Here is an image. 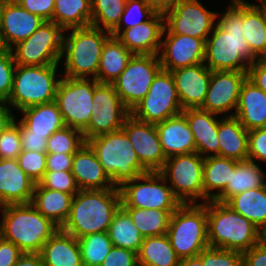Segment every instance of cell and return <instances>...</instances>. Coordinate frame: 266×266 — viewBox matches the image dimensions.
<instances>
[{"label":"cell","instance_id":"cell-1","mask_svg":"<svg viewBox=\"0 0 266 266\" xmlns=\"http://www.w3.org/2000/svg\"><path fill=\"white\" fill-rule=\"evenodd\" d=\"M219 15L205 41V65L211 71L248 72L258 58L251 52L244 35L243 0H231L227 11L218 19Z\"/></svg>","mask_w":266,"mask_h":266},{"label":"cell","instance_id":"cell-2","mask_svg":"<svg viewBox=\"0 0 266 266\" xmlns=\"http://www.w3.org/2000/svg\"><path fill=\"white\" fill-rule=\"evenodd\" d=\"M120 207L119 188L79 190L72 198L69 216L61 229L77 239L108 232Z\"/></svg>","mask_w":266,"mask_h":266},{"label":"cell","instance_id":"cell-3","mask_svg":"<svg viewBox=\"0 0 266 266\" xmlns=\"http://www.w3.org/2000/svg\"><path fill=\"white\" fill-rule=\"evenodd\" d=\"M0 236L13 242L23 253H40L43 245L59 229L31 203L0 207Z\"/></svg>","mask_w":266,"mask_h":266},{"label":"cell","instance_id":"cell-4","mask_svg":"<svg viewBox=\"0 0 266 266\" xmlns=\"http://www.w3.org/2000/svg\"><path fill=\"white\" fill-rule=\"evenodd\" d=\"M207 231L210 247L241 253L261 242L262 231L227 204L207 202Z\"/></svg>","mask_w":266,"mask_h":266},{"label":"cell","instance_id":"cell-5","mask_svg":"<svg viewBox=\"0 0 266 266\" xmlns=\"http://www.w3.org/2000/svg\"><path fill=\"white\" fill-rule=\"evenodd\" d=\"M68 30L71 32L66 36ZM64 34L61 59L65 57V71L62 76L95 79L102 48L111 33L90 25L64 30Z\"/></svg>","mask_w":266,"mask_h":266},{"label":"cell","instance_id":"cell-6","mask_svg":"<svg viewBox=\"0 0 266 266\" xmlns=\"http://www.w3.org/2000/svg\"><path fill=\"white\" fill-rule=\"evenodd\" d=\"M115 187L149 172L140 162L131 141L121 128L87 141Z\"/></svg>","mask_w":266,"mask_h":266},{"label":"cell","instance_id":"cell-7","mask_svg":"<svg viewBox=\"0 0 266 266\" xmlns=\"http://www.w3.org/2000/svg\"><path fill=\"white\" fill-rule=\"evenodd\" d=\"M167 235L180 259L198 256L209 246L207 202L182 204L171 214Z\"/></svg>","mask_w":266,"mask_h":266},{"label":"cell","instance_id":"cell-8","mask_svg":"<svg viewBox=\"0 0 266 266\" xmlns=\"http://www.w3.org/2000/svg\"><path fill=\"white\" fill-rule=\"evenodd\" d=\"M58 64L34 66L16 65L13 89L6 103L21 111L52 102L61 78H56Z\"/></svg>","mask_w":266,"mask_h":266},{"label":"cell","instance_id":"cell-9","mask_svg":"<svg viewBox=\"0 0 266 266\" xmlns=\"http://www.w3.org/2000/svg\"><path fill=\"white\" fill-rule=\"evenodd\" d=\"M122 207L177 210L182 204L165 178L158 172H147L119 187Z\"/></svg>","mask_w":266,"mask_h":266},{"label":"cell","instance_id":"cell-10","mask_svg":"<svg viewBox=\"0 0 266 266\" xmlns=\"http://www.w3.org/2000/svg\"><path fill=\"white\" fill-rule=\"evenodd\" d=\"M203 164L204 157L197 152L176 155L167 158L158 172L181 204H196L203 200Z\"/></svg>","mask_w":266,"mask_h":266},{"label":"cell","instance_id":"cell-11","mask_svg":"<svg viewBox=\"0 0 266 266\" xmlns=\"http://www.w3.org/2000/svg\"><path fill=\"white\" fill-rule=\"evenodd\" d=\"M63 36L64 30L59 25L52 21H44L29 38L11 48L15 64H59L62 60Z\"/></svg>","mask_w":266,"mask_h":266},{"label":"cell","instance_id":"cell-12","mask_svg":"<svg viewBox=\"0 0 266 266\" xmlns=\"http://www.w3.org/2000/svg\"><path fill=\"white\" fill-rule=\"evenodd\" d=\"M175 81L170 71L161 69L149 92L131 111L136 119L156 124L182 113Z\"/></svg>","mask_w":266,"mask_h":266},{"label":"cell","instance_id":"cell-13","mask_svg":"<svg viewBox=\"0 0 266 266\" xmlns=\"http://www.w3.org/2000/svg\"><path fill=\"white\" fill-rule=\"evenodd\" d=\"M56 91V103L68 127L83 131L91 118L94 78L62 76Z\"/></svg>","mask_w":266,"mask_h":266},{"label":"cell","instance_id":"cell-14","mask_svg":"<svg viewBox=\"0 0 266 266\" xmlns=\"http://www.w3.org/2000/svg\"><path fill=\"white\" fill-rule=\"evenodd\" d=\"M89 125L82 131L85 141L121 129L131 111L116 93L113 84L94 79V95Z\"/></svg>","mask_w":266,"mask_h":266},{"label":"cell","instance_id":"cell-15","mask_svg":"<svg viewBox=\"0 0 266 266\" xmlns=\"http://www.w3.org/2000/svg\"><path fill=\"white\" fill-rule=\"evenodd\" d=\"M162 69L158 55L137 54L112 83L124 105L132 111L149 92L151 83Z\"/></svg>","mask_w":266,"mask_h":266},{"label":"cell","instance_id":"cell-16","mask_svg":"<svg viewBox=\"0 0 266 266\" xmlns=\"http://www.w3.org/2000/svg\"><path fill=\"white\" fill-rule=\"evenodd\" d=\"M217 13L198 0H179L164 14L163 34H181L207 40L216 24Z\"/></svg>","mask_w":266,"mask_h":266},{"label":"cell","instance_id":"cell-17","mask_svg":"<svg viewBox=\"0 0 266 266\" xmlns=\"http://www.w3.org/2000/svg\"><path fill=\"white\" fill-rule=\"evenodd\" d=\"M122 129L131 141L139 162L149 171H159L166 162L155 124L129 115Z\"/></svg>","mask_w":266,"mask_h":266},{"label":"cell","instance_id":"cell-18","mask_svg":"<svg viewBox=\"0 0 266 266\" xmlns=\"http://www.w3.org/2000/svg\"><path fill=\"white\" fill-rule=\"evenodd\" d=\"M247 78V72L212 71L205 102L201 109L215 114L234 116L238 105L240 90ZM234 109V112H230Z\"/></svg>","mask_w":266,"mask_h":266},{"label":"cell","instance_id":"cell-19","mask_svg":"<svg viewBox=\"0 0 266 266\" xmlns=\"http://www.w3.org/2000/svg\"><path fill=\"white\" fill-rule=\"evenodd\" d=\"M159 51L160 64L163 70L174 71L199 63H204L205 41L200 38L181 34H162Z\"/></svg>","mask_w":266,"mask_h":266},{"label":"cell","instance_id":"cell-20","mask_svg":"<svg viewBox=\"0 0 266 266\" xmlns=\"http://www.w3.org/2000/svg\"><path fill=\"white\" fill-rule=\"evenodd\" d=\"M44 21L24 9L16 0H7L1 15L0 47L11 49L18 42L29 38Z\"/></svg>","mask_w":266,"mask_h":266},{"label":"cell","instance_id":"cell-21","mask_svg":"<svg viewBox=\"0 0 266 266\" xmlns=\"http://www.w3.org/2000/svg\"><path fill=\"white\" fill-rule=\"evenodd\" d=\"M182 110L201 108L205 102L212 71L205 65L179 68L171 71Z\"/></svg>","mask_w":266,"mask_h":266},{"label":"cell","instance_id":"cell-22","mask_svg":"<svg viewBox=\"0 0 266 266\" xmlns=\"http://www.w3.org/2000/svg\"><path fill=\"white\" fill-rule=\"evenodd\" d=\"M164 28V14L156 12L149 20L137 26L123 29L115 37L133 55H158Z\"/></svg>","mask_w":266,"mask_h":266},{"label":"cell","instance_id":"cell-23","mask_svg":"<svg viewBox=\"0 0 266 266\" xmlns=\"http://www.w3.org/2000/svg\"><path fill=\"white\" fill-rule=\"evenodd\" d=\"M35 185L17 159H0V207L31 203Z\"/></svg>","mask_w":266,"mask_h":266},{"label":"cell","instance_id":"cell-24","mask_svg":"<svg viewBox=\"0 0 266 266\" xmlns=\"http://www.w3.org/2000/svg\"><path fill=\"white\" fill-rule=\"evenodd\" d=\"M193 133L196 152L201 157L219 156L218 114L201 108H189L182 111ZM213 153V154H212Z\"/></svg>","mask_w":266,"mask_h":266},{"label":"cell","instance_id":"cell-25","mask_svg":"<svg viewBox=\"0 0 266 266\" xmlns=\"http://www.w3.org/2000/svg\"><path fill=\"white\" fill-rule=\"evenodd\" d=\"M71 172L80 190L118 188L113 185L87 142L73 155Z\"/></svg>","mask_w":266,"mask_h":266},{"label":"cell","instance_id":"cell-26","mask_svg":"<svg viewBox=\"0 0 266 266\" xmlns=\"http://www.w3.org/2000/svg\"><path fill=\"white\" fill-rule=\"evenodd\" d=\"M155 125L166 158L196 152L193 133L182 113Z\"/></svg>","mask_w":266,"mask_h":266},{"label":"cell","instance_id":"cell-27","mask_svg":"<svg viewBox=\"0 0 266 266\" xmlns=\"http://www.w3.org/2000/svg\"><path fill=\"white\" fill-rule=\"evenodd\" d=\"M234 116L247 131L266 127V93L248 78L242 84Z\"/></svg>","mask_w":266,"mask_h":266},{"label":"cell","instance_id":"cell-28","mask_svg":"<svg viewBox=\"0 0 266 266\" xmlns=\"http://www.w3.org/2000/svg\"><path fill=\"white\" fill-rule=\"evenodd\" d=\"M45 266H83L78 239L59 228L40 253Z\"/></svg>","mask_w":266,"mask_h":266},{"label":"cell","instance_id":"cell-29","mask_svg":"<svg viewBox=\"0 0 266 266\" xmlns=\"http://www.w3.org/2000/svg\"><path fill=\"white\" fill-rule=\"evenodd\" d=\"M248 132L235 116L219 119V156L236 161L248 160Z\"/></svg>","mask_w":266,"mask_h":266},{"label":"cell","instance_id":"cell-30","mask_svg":"<svg viewBox=\"0 0 266 266\" xmlns=\"http://www.w3.org/2000/svg\"><path fill=\"white\" fill-rule=\"evenodd\" d=\"M261 5L243 0V31L251 52L258 58L266 57V0Z\"/></svg>","mask_w":266,"mask_h":266},{"label":"cell","instance_id":"cell-31","mask_svg":"<svg viewBox=\"0 0 266 266\" xmlns=\"http://www.w3.org/2000/svg\"><path fill=\"white\" fill-rule=\"evenodd\" d=\"M20 113L23 114V118L19 121L32 134L44 135V138H49L54 132L66 126L55 100L25 108Z\"/></svg>","mask_w":266,"mask_h":266},{"label":"cell","instance_id":"cell-32","mask_svg":"<svg viewBox=\"0 0 266 266\" xmlns=\"http://www.w3.org/2000/svg\"><path fill=\"white\" fill-rule=\"evenodd\" d=\"M236 167V160L208 156L203 164V200L206 202L215 200L231 182L232 173ZM213 190H217L214 193Z\"/></svg>","mask_w":266,"mask_h":266},{"label":"cell","instance_id":"cell-33","mask_svg":"<svg viewBox=\"0 0 266 266\" xmlns=\"http://www.w3.org/2000/svg\"><path fill=\"white\" fill-rule=\"evenodd\" d=\"M73 195L35 185L31 204L59 228L66 222L71 208Z\"/></svg>","mask_w":266,"mask_h":266},{"label":"cell","instance_id":"cell-34","mask_svg":"<svg viewBox=\"0 0 266 266\" xmlns=\"http://www.w3.org/2000/svg\"><path fill=\"white\" fill-rule=\"evenodd\" d=\"M133 54L116 38L111 36L104 44L99 61V83L112 84L126 68Z\"/></svg>","mask_w":266,"mask_h":266},{"label":"cell","instance_id":"cell-35","mask_svg":"<svg viewBox=\"0 0 266 266\" xmlns=\"http://www.w3.org/2000/svg\"><path fill=\"white\" fill-rule=\"evenodd\" d=\"M266 185V175L256 162L245 160L236 161L231 182L215 201L226 203L233 196L250 189L260 188Z\"/></svg>","mask_w":266,"mask_h":266},{"label":"cell","instance_id":"cell-36","mask_svg":"<svg viewBox=\"0 0 266 266\" xmlns=\"http://www.w3.org/2000/svg\"><path fill=\"white\" fill-rule=\"evenodd\" d=\"M225 204L261 231L266 230V185L237 194Z\"/></svg>","mask_w":266,"mask_h":266},{"label":"cell","instance_id":"cell-37","mask_svg":"<svg viewBox=\"0 0 266 266\" xmlns=\"http://www.w3.org/2000/svg\"><path fill=\"white\" fill-rule=\"evenodd\" d=\"M137 255L139 266H179L180 263L167 234L144 237Z\"/></svg>","mask_w":266,"mask_h":266},{"label":"cell","instance_id":"cell-38","mask_svg":"<svg viewBox=\"0 0 266 266\" xmlns=\"http://www.w3.org/2000/svg\"><path fill=\"white\" fill-rule=\"evenodd\" d=\"M91 0H55L52 22L63 30L90 26Z\"/></svg>","mask_w":266,"mask_h":266},{"label":"cell","instance_id":"cell-39","mask_svg":"<svg viewBox=\"0 0 266 266\" xmlns=\"http://www.w3.org/2000/svg\"><path fill=\"white\" fill-rule=\"evenodd\" d=\"M108 234L113 246L129 249L136 253H138L144 238L122 206L115 213Z\"/></svg>","mask_w":266,"mask_h":266},{"label":"cell","instance_id":"cell-40","mask_svg":"<svg viewBox=\"0 0 266 266\" xmlns=\"http://www.w3.org/2000/svg\"><path fill=\"white\" fill-rule=\"evenodd\" d=\"M143 237L167 234L171 214L176 210L123 207Z\"/></svg>","mask_w":266,"mask_h":266},{"label":"cell","instance_id":"cell-41","mask_svg":"<svg viewBox=\"0 0 266 266\" xmlns=\"http://www.w3.org/2000/svg\"><path fill=\"white\" fill-rule=\"evenodd\" d=\"M83 266H101L113 247L108 232L87 234L78 239Z\"/></svg>","mask_w":266,"mask_h":266},{"label":"cell","instance_id":"cell-42","mask_svg":"<svg viewBox=\"0 0 266 266\" xmlns=\"http://www.w3.org/2000/svg\"><path fill=\"white\" fill-rule=\"evenodd\" d=\"M126 2L127 0H91L90 25L111 33L121 19Z\"/></svg>","mask_w":266,"mask_h":266},{"label":"cell","instance_id":"cell-43","mask_svg":"<svg viewBox=\"0 0 266 266\" xmlns=\"http://www.w3.org/2000/svg\"><path fill=\"white\" fill-rule=\"evenodd\" d=\"M86 143L83 132L72 127L64 128L54 132L47 139V154H69L74 155L75 152Z\"/></svg>","mask_w":266,"mask_h":266},{"label":"cell","instance_id":"cell-44","mask_svg":"<svg viewBox=\"0 0 266 266\" xmlns=\"http://www.w3.org/2000/svg\"><path fill=\"white\" fill-rule=\"evenodd\" d=\"M155 13L145 0H127L121 19L111 35L115 37L121 30L149 20Z\"/></svg>","mask_w":266,"mask_h":266},{"label":"cell","instance_id":"cell-45","mask_svg":"<svg viewBox=\"0 0 266 266\" xmlns=\"http://www.w3.org/2000/svg\"><path fill=\"white\" fill-rule=\"evenodd\" d=\"M46 152L25 151L18 155L17 161L25 174L38 184L46 172Z\"/></svg>","mask_w":266,"mask_h":266},{"label":"cell","instance_id":"cell-46","mask_svg":"<svg viewBox=\"0 0 266 266\" xmlns=\"http://www.w3.org/2000/svg\"><path fill=\"white\" fill-rule=\"evenodd\" d=\"M198 257L203 266H242V253L235 250H225L208 246Z\"/></svg>","mask_w":266,"mask_h":266},{"label":"cell","instance_id":"cell-47","mask_svg":"<svg viewBox=\"0 0 266 266\" xmlns=\"http://www.w3.org/2000/svg\"><path fill=\"white\" fill-rule=\"evenodd\" d=\"M39 184L43 188L65 192L73 196L80 190L71 171H46Z\"/></svg>","mask_w":266,"mask_h":266},{"label":"cell","instance_id":"cell-48","mask_svg":"<svg viewBox=\"0 0 266 266\" xmlns=\"http://www.w3.org/2000/svg\"><path fill=\"white\" fill-rule=\"evenodd\" d=\"M15 67L11 49L0 47V101H7L11 95Z\"/></svg>","mask_w":266,"mask_h":266},{"label":"cell","instance_id":"cell-49","mask_svg":"<svg viewBox=\"0 0 266 266\" xmlns=\"http://www.w3.org/2000/svg\"><path fill=\"white\" fill-rule=\"evenodd\" d=\"M22 152L19 121L16 120L0 135V159H17Z\"/></svg>","mask_w":266,"mask_h":266},{"label":"cell","instance_id":"cell-50","mask_svg":"<svg viewBox=\"0 0 266 266\" xmlns=\"http://www.w3.org/2000/svg\"><path fill=\"white\" fill-rule=\"evenodd\" d=\"M248 160L266 162V127L248 132Z\"/></svg>","mask_w":266,"mask_h":266},{"label":"cell","instance_id":"cell-51","mask_svg":"<svg viewBox=\"0 0 266 266\" xmlns=\"http://www.w3.org/2000/svg\"><path fill=\"white\" fill-rule=\"evenodd\" d=\"M101 266H139L136 252L113 246Z\"/></svg>","mask_w":266,"mask_h":266},{"label":"cell","instance_id":"cell-52","mask_svg":"<svg viewBox=\"0 0 266 266\" xmlns=\"http://www.w3.org/2000/svg\"><path fill=\"white\" fill-rule=\"evenodd\" d=\"M24 9L51 21L54 13L55 0H16Z\"/></svg>","mask_w":266,"mask_h":266},{"label":"cell","instance_id":"cell-53","mask_svg":"<svg viewBox=\"0 0 266 266\" xmlns=\"http://www.w3.org/2000/svg\"><path fill=\"white\" fill-rule=\"evenodd\" d=\"M19 131L22 150L32 152H46L48 138H44V135L32 134V132H30L20 121Z\"/></svg>","mask_w":266,"mask_h":266},{"label":"cell","instance_id":"cell-54","mask_svg":"<svg viewBox=\"0 0 266 266\" xmlns=\"http://www.w3.org/2000/svg\"><path fill=\"white\" fill-rule=\"evenodd\" d=\"M242 266H266V245L262 241L242 253Z\"/></svg>","mask_w":266,"mask_h":266},{"label":"cell","instance_id":"cell-55","mask_svg":"<svg viewBox=\"0 0 266 266\" xmlns=\"http://www.w3.org/2000/svg\"><path fill=\"white\" fill-rule=\"evenodd\" d=\"M22 254L18 246L0 236V266H14Z\"/></svg>","mask_w":266,"mask_h":266},{"label":"cell","instance_id":"cell-56","mask_svg":"<svg viewBox=\"0 0 266 266\" xmlns=\"http://www.w3.org/2000/svg\"><path fill=\"white\" fill-rule=\"evenodd\" d=\"M247 78L266 93V60L254 61L248 68Z\"/></svg>","mask_w":266,"mask_h":266},{"label":"cell","instance_id":"cell-57","mask_svg":"<svg viewBox=\"0 0 266 266\" xmlns=\"http://www.w3.org/2000/svg\"><path fill=\"white\" fill-rule=\"evenodd\" d=\"M46 171H71L73 155L69 154H47Z\"/></svg>","mask_w":266,"mask_h":266},{"label":"cell","instance_id":"cell-58","mask_svg":"<svg viewBox=\"0 0 266 266\" xmlns=\"http://www.w3.org/2000/svg\"><path fill=\"white\" fill-rule=\"evenodd\" d=\"M6 101H0V135L16 120Z\"/></svg>","mask_w":266,"mask_h":266},{"label":"cell","instance_id":"cell-59","mask_svg":"<svg viewBox=\"0 0 266 266\" xmlns=\"http://www.w3.org/2000/svg\"><path fill=\"white\" fill-rule=\"evenodd\" d=\"M14 266H45L39 253H23Z\"/></svg>","mask_w":266,"mask_h":266},{"label":"cell","instance_id":"cell-60","mask_svg":"<svg viewBox=\"0 0 266 266\" xmlns=\"http://www.w3.org/2000/svg\"><path fill=\"white\" fill-rule=\"evenodd\" d=\"M145 1L155 12L165 14L179 0H145Z\"/></svg>","mask_w":266,"mask_h":266},{"label":"cell","instance_id":"cell-61","mask_svg":"<svg viewBox=\"0 0 266 266\" xmlns=\"http://www.w3.org/2000/svg\"><path fill=\"white\" fill-rule=\"evenodd\" d=\"M179 266H203L202 260L196 257L180 259Z\"/></svg>","mask_w":266,"mask_h":266},{"label":"cell","instance_id":"cell-62","mask_svg":"<svg viewBox=\"0 0 266 266\" xmlns=\"http://www.w3.org/2000/svg\"><path fill=\"white\" fill-rule=\"evenodd\" d=\"M7 0H0V23H1V15H2V9Z\"/></svg>","mask_w":266,"mask_h":266},{"label":"cell","instance_id":"cell-63","mask_svg":"<svg viewBox=\"0 0 266 266\" xmlns=\"http://www.w3.org/2000/svg\"><path fill=\"white\" fill-rule=\"evenodd\" d=\"M261 241L266 245V230L262 231Z\"/></svg>","mask_w":266,"mask_h":266}]
</instances>
